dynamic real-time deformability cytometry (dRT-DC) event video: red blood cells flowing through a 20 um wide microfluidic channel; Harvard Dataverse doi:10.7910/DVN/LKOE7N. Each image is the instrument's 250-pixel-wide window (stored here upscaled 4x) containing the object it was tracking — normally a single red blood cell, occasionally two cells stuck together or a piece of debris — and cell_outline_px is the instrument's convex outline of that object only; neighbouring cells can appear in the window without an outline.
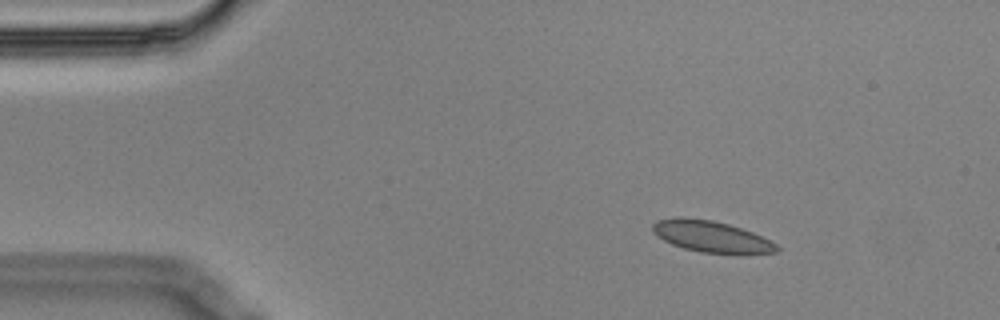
{"species": "Egyptian fruit bat (a non-hibernating species)", "species_latin": "Rousettus aegyptiacus", "temperature_condition": "cold", "stored_images_in_passage": 4, "camera_frame_rate_fps": 3000, "um_per_image_px": 0.085, "animal": {"sex": "male"}, "frame": {"image": 1, "passage_image": 1, "time_ms": 0.0, "image_size_px": [1000, 320], "cell_outline_px": [[780, 248], [776, 252], [732, 256], [700, 252], [684, 248], [672, 244], [656, 236], [652, 232], [652, 224], [656, 220], [680, 216], [684, 216], [712, 220], [728, 224], [752, 232], [776, 244]], "centroid_in_image_um": [60.45, 20.13], "position_along_channel_um": 24.6, "area_um2": 23.29}}
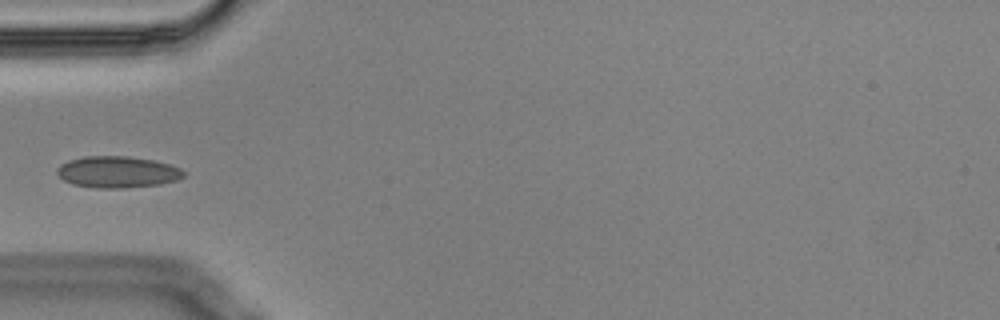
{"frame": {"image": 2, "passage_image": 4, "time_ms": 1.0, "image_size_px": [1000, 320], "cell_outline_px": [[184, 176], [176, 180], [160, 184], [124, 188], [96, 188], [72, 184], [64, 180], [56, 172], [56, 168], [60, 164], [68, 160], [84, 156], [128, 156], [152, 160], [168, 164], [180, 168], [184, 172]], "centroid_in_image_um": [9.94, 14.62], "position_along_channel_um": 75.1, "area_um2": 23.24}}